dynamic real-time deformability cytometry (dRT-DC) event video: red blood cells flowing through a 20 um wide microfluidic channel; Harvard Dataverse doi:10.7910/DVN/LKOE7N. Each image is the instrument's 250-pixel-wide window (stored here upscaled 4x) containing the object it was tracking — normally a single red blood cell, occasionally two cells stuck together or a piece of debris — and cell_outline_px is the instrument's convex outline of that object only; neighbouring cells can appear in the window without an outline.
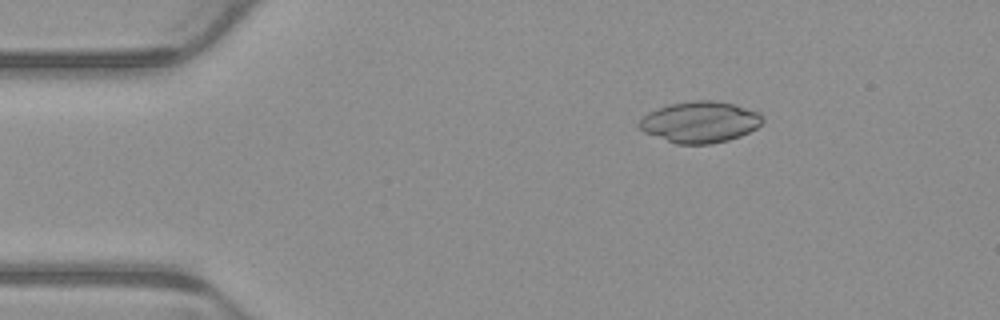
{"species": "common noctule bat (a hibernating species)", "species_latin": "Nyctalus noctula", "temperature_condition": "warm", "stored_images_in_passage": 6, "camera_frame_rate_fps": 3000, "um_per_image_px": 0.085, "animal": {"sex": "male", "body_mass_g": 23.1, "forearm_length_mm": 52.7}, "frame": {"image": 1, "passage_image": 2, "time_ms": 0.333, "image_size_px": [1000, 320], "cell_outline_px": [[764, 120], [756, 128], [740, 136], [728, 140], [712, 144], [676, 144], [644, 132], [636, 124], [648, 112], [668, 104], [692, 100], [712, 100], [736, 104], [760, 112], [764, 116]], "centroid_in_image_um": [59.51, 10.36], "position_along_channel_um": 25.5, "area_um2": 29.88}}